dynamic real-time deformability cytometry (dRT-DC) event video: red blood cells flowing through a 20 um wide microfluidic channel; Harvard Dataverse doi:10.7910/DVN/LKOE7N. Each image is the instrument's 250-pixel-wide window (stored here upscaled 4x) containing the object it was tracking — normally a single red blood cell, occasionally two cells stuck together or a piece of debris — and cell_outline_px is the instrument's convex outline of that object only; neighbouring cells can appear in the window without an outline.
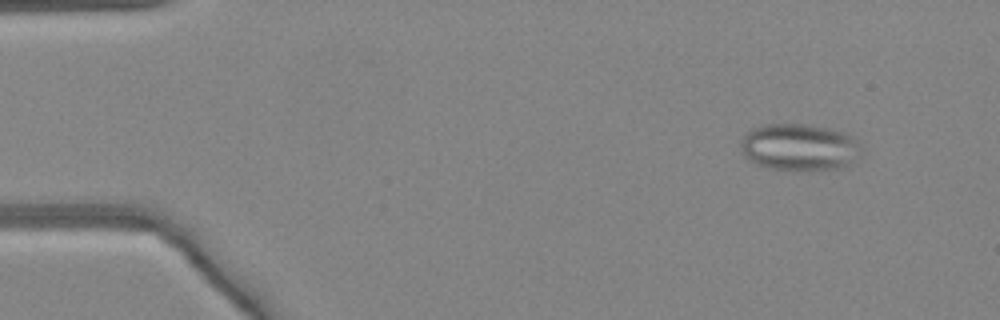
{"species": "common noctule bat (a hibernating species)", "species_latin": "Nyctalus noctula", "temperature_condition": "warm", "stored_images_in_passage": 16, "camera_frame_rate_fps": 3000, "um_per_image_px": 0.085, "animal": {"sex": "female", "body_mass_g": 24.6, "forearm_length_mm": 56.2}, "frame": {"image": 1, "passage_image": 5, "time_ms": 1.333, "image_size_px": [1000, 320], "cell_outline_px": [[864, 148], [860, 156], [848, 168], [808, 172], [768, 168], [756, 164], [748, 160], [744, 156], [740, 144], [740, 140], [752, 128], [764, 124], [808, 124], [828, 128], [844, 132], [852, 136]], "centroid_in_image_um": [68.01, 12.55], "position_along_channel_um": 17.0, "area_um2": 34.1}}